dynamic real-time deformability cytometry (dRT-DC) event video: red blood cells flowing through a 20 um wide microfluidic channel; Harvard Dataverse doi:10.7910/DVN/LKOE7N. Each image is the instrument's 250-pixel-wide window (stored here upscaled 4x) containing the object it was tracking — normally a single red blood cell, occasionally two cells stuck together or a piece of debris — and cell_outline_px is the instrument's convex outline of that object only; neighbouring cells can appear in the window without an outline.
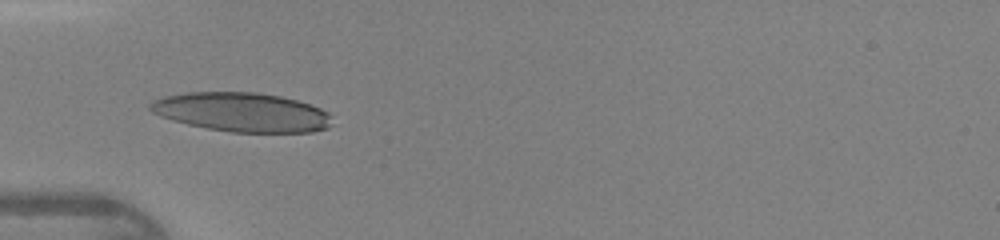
{"species": "human", "species_latin": "Homo sapiens", "temperature_condition": "warm", "stored_images_in_passage": 28, "camera_frame_rate_fps": 3000, "um_per_image_px": 0.085, "donor": {"sex": "female"}, "frame": {"image": 1, "passage_image": 1, "time_ms": 0.0, "image_size_px": [1000, 240], "cell_outline_px": [[332, 124], [328, 128], [312, 132], [232, 132], [208, 128], [188, 124], [172, 120], [160, 116], [152, 112], [148, 108], [148, 104], [152, 100], [164, 96], [188, 92], [256, 92], [280, 96], [296, 100], [320, 108], [328, 112], [332, 116]], "centroid_in_image_um": [20.55, 9.53], "position_along_channel_um": 64.4, "area_um2": 41.56}}
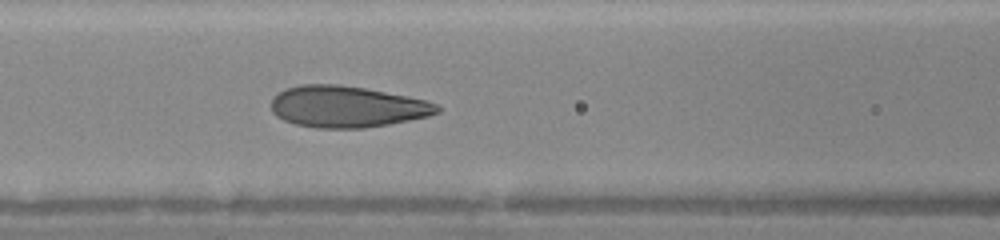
{"frame": {"image": 2, "passage_image": 6, "time_ms": 1.667, "image_size_px": [1000, 240], "cell_outline_px": [[440, 112], [428, 116], [388, 124], [364, 128], [316, 128], [296, 124], [284, 120], [276, 116], [272, 112], [272, 96], [284, 88], [300, 84], [336, 84], [364, 88], [424, 100], [440, 104]], "centroid_in_image_um": [29.45, 9.06], "position_along_channel_um": 137.2, "area_um2": 40.0}}
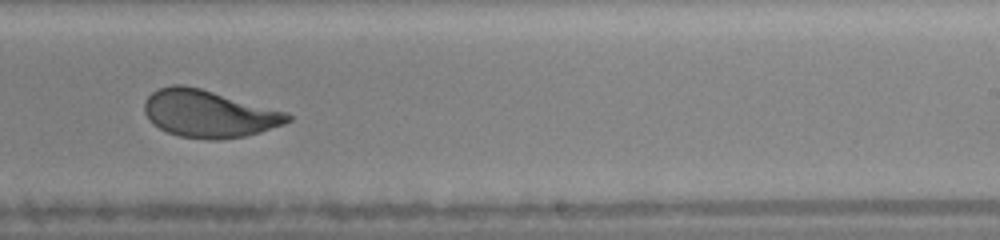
{"frame": {"image": 3, "passage_image": 15, "time_ms": 4.667, "image_size_px": [1000, 240], "cell_outline_px": [[292, 120], [284, 124], [260, 132], [244, 136], [220, 140], [208, 140], [180, 136], [168, 132], [152, 124], [148, 120], [144, 112], [144, 100], [152, 92], [160, 88], [172, 84], [184, 84], [200, 88], [288, 112], [292, 116]], "centroid_in_image_um": [17.74, 9.66], "position_along_channel_um": 271.3, "area_um2": 39.71}}